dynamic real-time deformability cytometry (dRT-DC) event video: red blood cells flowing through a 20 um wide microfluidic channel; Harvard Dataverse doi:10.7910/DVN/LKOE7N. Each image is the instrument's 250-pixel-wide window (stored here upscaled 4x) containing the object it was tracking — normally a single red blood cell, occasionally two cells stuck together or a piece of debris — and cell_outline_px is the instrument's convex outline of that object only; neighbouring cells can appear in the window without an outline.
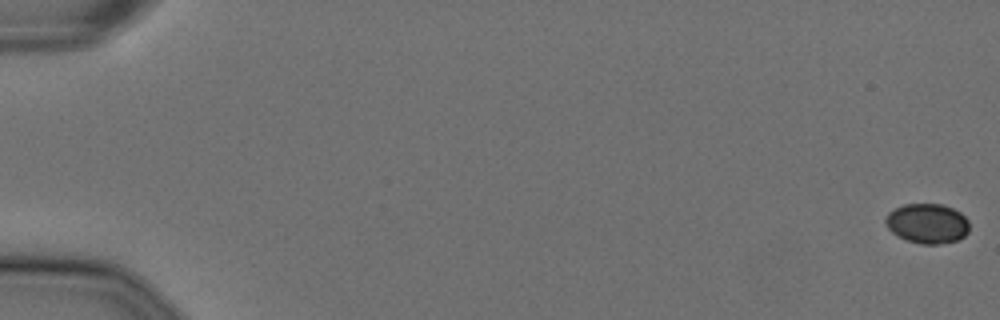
{"species": "Egyptian fruit bat (a non-hibernating species)", "species_latin": "Rousettus aegyptiacus", "temperature_condition": "cold", "stored_images_in_passage": 11, "camera_frame_rate_fps": 3000, "um_per_image_px": 0.085, "animal": {"sex": "female"}, "frame": {"image": 1, "passage_image": 1, "time_ms": 0.0, "image_size_px": [1000, 320], "cell_outline_px": [[968, 232], [960, 240], [940, 244], [920, 244], [908, 240], [892, 232], [888, 228], [884, 220], [888, 212], [904, 204], [944, 204], [960, 212], [968, 220]], "centroid_in_image_um": [78.84, 18.99], "position_along_channel_um": 6.2, "area_um2": 19.48}}